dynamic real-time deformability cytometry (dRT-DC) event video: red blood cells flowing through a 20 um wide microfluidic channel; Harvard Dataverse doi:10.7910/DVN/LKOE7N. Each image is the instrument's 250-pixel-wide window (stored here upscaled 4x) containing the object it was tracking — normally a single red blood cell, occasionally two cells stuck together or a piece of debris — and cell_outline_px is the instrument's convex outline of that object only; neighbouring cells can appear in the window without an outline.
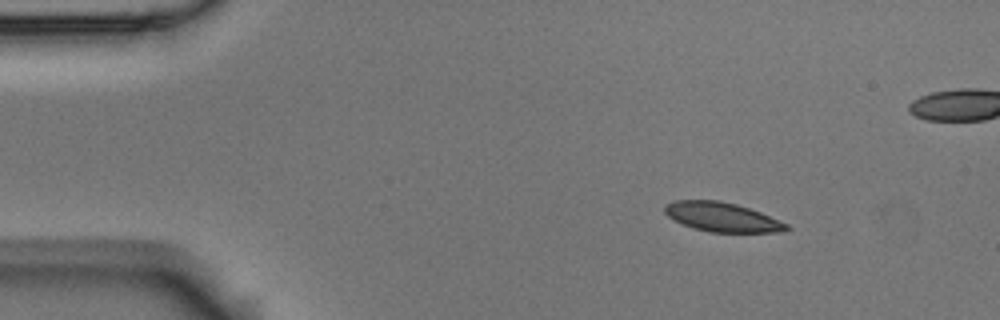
{"species": "Egyptian fruit bat (a non-hibernating species)", "species_latin": "Rousettus aegyptiacus", "temperature_condition": "room temperature", "stored_images_in_passage": 9, "camera_frame_rate_fps": 3000, "um_per_image_px": 0.085, "animal": {"sex": "male"}, "frame": {"image": 1, "passage_image": 2, "time_ms": 0.333, "image_size_px": [1000, 320], "cell_outline_px": [[792, 228], [784, 232], [708, 232], [692, 228], [668, 216], [664, 212], [664, 204], [676, 200], [720, 200], [736, 204], [760, 212], [788, 224]], "centroid_in_image_um": [61.39, 18.45], "position_along_channel_um": 23.6, "area_um2": 20.81}}
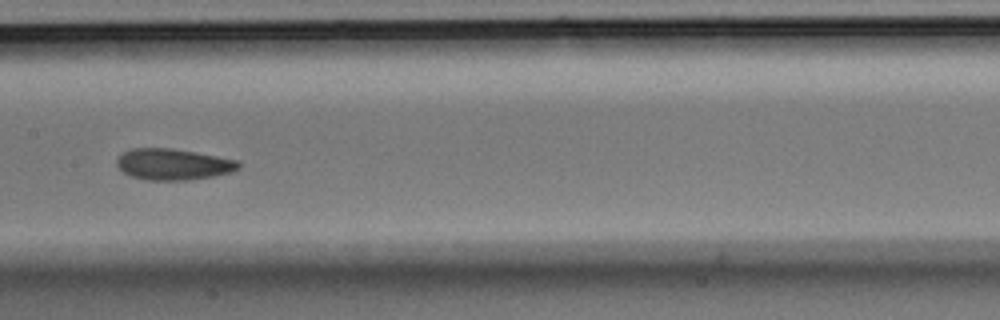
{"frame": {"image": 2, "passage_image": 7, "time_ms": 2.0, "image_size_px": [1000, 320], "cell_outline_px": [[240, 168], [232, 172], [212, 176], [188, 180], [148, 180], [132, 176], [124, 172], [116, 164], [116, 160], [124, 152], [132, 148], [168, 148], [196, 152], [240, 160]], "centroid_in_image_um": [14.76, 13.96], "position_along_channel_um": 192.6, "area_um2": 22.08}}
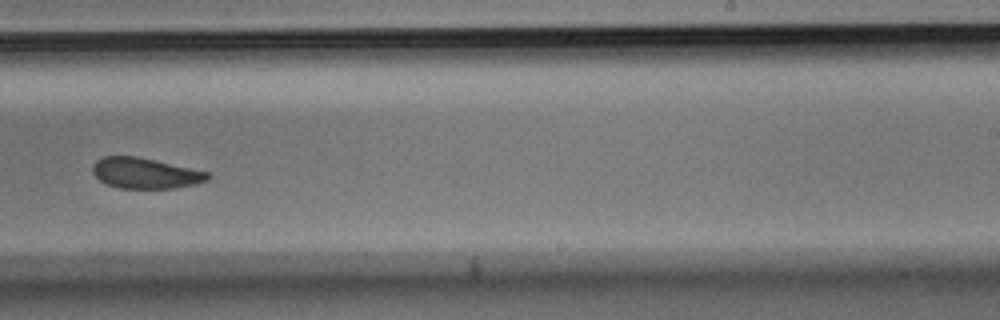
{"frame": {"image": 3, "passage_image": 9, "time_ms": 2.667, "image_size_px": [1000, 320], "cell_outline_px": [[212, 176], [208, 180], [196, 184], [176, 188], [120, 188], [108, 184], [100, 180], [92, 172], [92, 164], [96, 160], [104, 156], [136, 156], [212, 172]], "centroid_in_image_um": [12.4, 14.71], "position_along_channel_um": 276.6, "area_um2": 20.75}}